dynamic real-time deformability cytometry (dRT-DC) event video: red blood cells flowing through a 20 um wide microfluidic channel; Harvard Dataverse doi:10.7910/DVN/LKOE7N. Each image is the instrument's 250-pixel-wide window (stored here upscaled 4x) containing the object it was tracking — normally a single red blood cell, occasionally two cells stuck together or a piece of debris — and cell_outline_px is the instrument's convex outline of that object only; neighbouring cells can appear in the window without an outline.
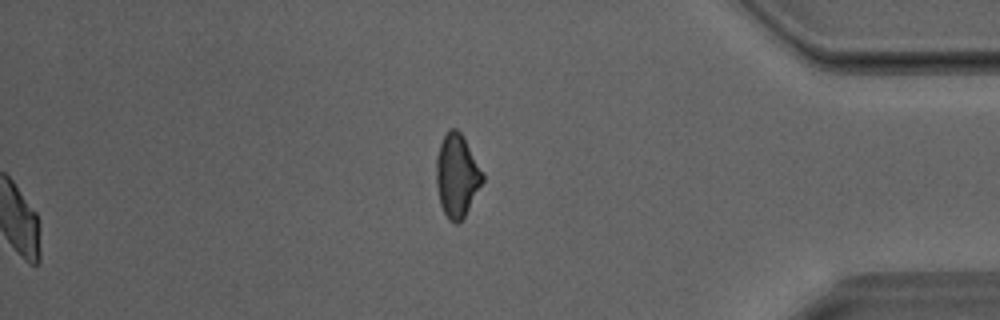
{"species": "Egyptian fruit bat (a non-hibernating species)", "species_latin": "Rousettus aegyptiacus", "temperature_condition": "room temperature", "stored_images_in_passage": 40, "segment_of_instrument_passage": [2, 2], "camera_frame_rate_fps": 3000, "um_per_image_px": 0.085, "animal": {"sex": "male"}, "frame": {"image": 1, "passage_image": 40, "time_ms": 13.0, "image_size_px": [1000, 320], "cell_outline_px": [[484, 180], [464, 216], [456, 224], [448, 220], [440, 204], [436, 184], [436, 156], [440, 144], [448, 128], [456, 128], [464, 136], [484, 172]], "centroid_in_image_um": [38.84, 14.89], "position_along_channel_um": 396.4, "area_um2": 22.54}}